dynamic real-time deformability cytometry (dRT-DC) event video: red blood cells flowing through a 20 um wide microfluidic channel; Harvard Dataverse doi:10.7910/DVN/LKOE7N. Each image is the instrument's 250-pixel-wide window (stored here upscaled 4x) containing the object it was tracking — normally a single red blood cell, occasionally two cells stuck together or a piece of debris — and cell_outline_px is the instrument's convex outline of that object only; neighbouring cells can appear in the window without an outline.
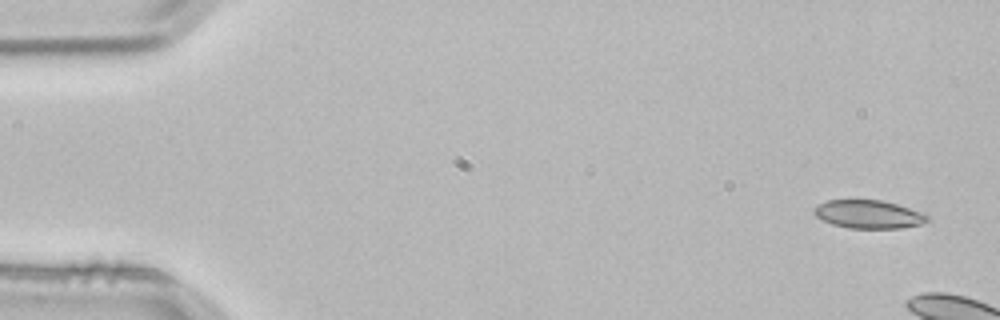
{"species": "common noctule bat (a hibernating species)", "species_latin": "Nyctalus noctula", "temperature_condition": "room temperature", "stored_images_in_passage": 4, "camera_frame_rate_fps": 3000, "um_per_image_px": 0.085, "animal": {"sex": "male", "body_mass_g": 21.5, "forearm_length_mm": 52.0}, "frame": {"image": 1, "passage_image": 1, "time_ms": 0.0, "image_size_px": [1000, 320], "cell_outline_px": [[928, 220], [920, 224], [900, 228], [848, 228], [832, 224], [816, 216], [812, 212], [820, 204], [828, 200], [880, 200], [896, 204], [924, 212], [928, 216]], "centroid_in_image_um": [73.85, 18.21], "position_along_channel_um": 11.2, "area_um2": 18.44}}
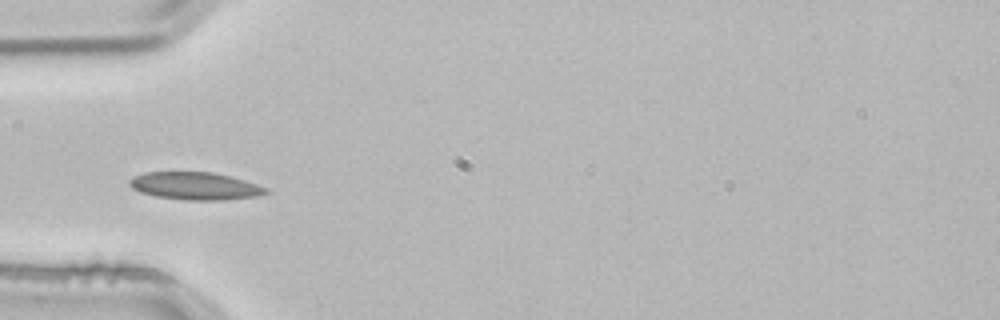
{"frame": {"image": 2, "passage_image": 4, "time_ms": 1.0, "image_size_px": [1000, 320], "cell_outline_px": [[272, 192], [260, 196], [224, 200], [188, 200], [156, 196], [140, 192], [132, 188], [128, 184], [128, 180], [132, 176], [144, 172], [212, 172], [244, 180], [268, 188]], "centroid_in_image_um": [16.59, 15.81], "position_along_channel_um": 68.4, "area_um2": 22.08}}